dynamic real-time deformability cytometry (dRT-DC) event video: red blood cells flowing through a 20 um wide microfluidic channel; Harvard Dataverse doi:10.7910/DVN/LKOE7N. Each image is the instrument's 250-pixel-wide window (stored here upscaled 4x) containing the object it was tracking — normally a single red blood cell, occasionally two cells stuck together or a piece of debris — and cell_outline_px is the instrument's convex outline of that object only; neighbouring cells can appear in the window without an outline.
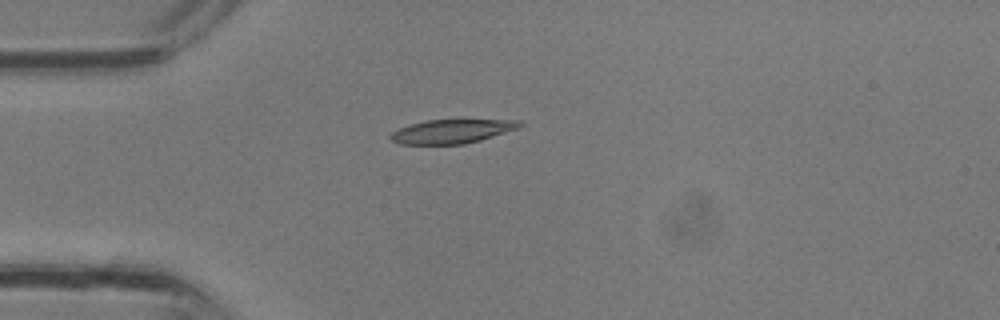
{"species": "common noctule bat (a hibernating species)", "species_latin": "Nyctalus noctula", "temperature_condition": "room temperature", "stored_images_in_passage": 1, "camera_frame_rate_fps": 3000, "um_per_image_px": 0.085, "animal": {"sex": "male", "body_mass_g": 13.3}, "frame": {"image": 1, "passage_image": 1, "time_ms": 0.0, "image_size_px": [1000, 320], "cell_outline_px": [[524, 124], [520, 128], [480, 140], [464, 144], [400, 144], [392, 140], [388, 136], [392, 132], [400, 128], [412, 124], [428, 120], [520, 120]], "centroid_in_image_um": [38.45, 11.16], "position_along_channel_um": 46.6, "area_um2": 17.86}}